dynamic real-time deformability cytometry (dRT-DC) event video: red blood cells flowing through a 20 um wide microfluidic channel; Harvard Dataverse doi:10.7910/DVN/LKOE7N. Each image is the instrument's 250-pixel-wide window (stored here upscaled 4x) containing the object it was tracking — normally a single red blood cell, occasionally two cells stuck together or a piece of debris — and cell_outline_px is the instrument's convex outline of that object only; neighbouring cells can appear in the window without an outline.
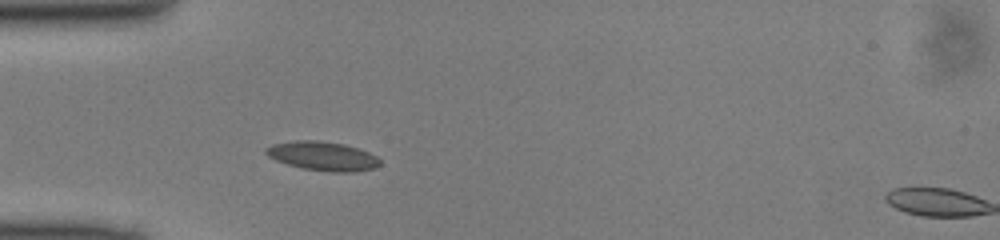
{"species": "common noctule bat (a hibernating species)", "species_latin": "Nyctalus noctula", "temperature_condition": "cold", "stored_images_in_passage": 6, "camera_frame_rate_fps": 3000, "um_per_image_px": 0.085, "animal": {"sex": "male", "body_mass_g": 13.0, "forearm_length_mm": 53.1}, "frame": {"image": 1, "passage_image": 5, "time_ms": 1.333, "image_size_px": [1000, 240], "cell_outline_px": [[380, 164], [376, 168], [352, 172], [332, 172], [304, 168], [288, 164], [276, 160], [268, 156], [264, 152], [264, 148], [272, 144], [296, 140], [316, 140], [344, 144], [368, 152], [376, 156], [380, 160]], "centroid_in_image_um": [27.41, 13.26], "position_along_channel_um": 57.6, "area_um2": 19.19}}